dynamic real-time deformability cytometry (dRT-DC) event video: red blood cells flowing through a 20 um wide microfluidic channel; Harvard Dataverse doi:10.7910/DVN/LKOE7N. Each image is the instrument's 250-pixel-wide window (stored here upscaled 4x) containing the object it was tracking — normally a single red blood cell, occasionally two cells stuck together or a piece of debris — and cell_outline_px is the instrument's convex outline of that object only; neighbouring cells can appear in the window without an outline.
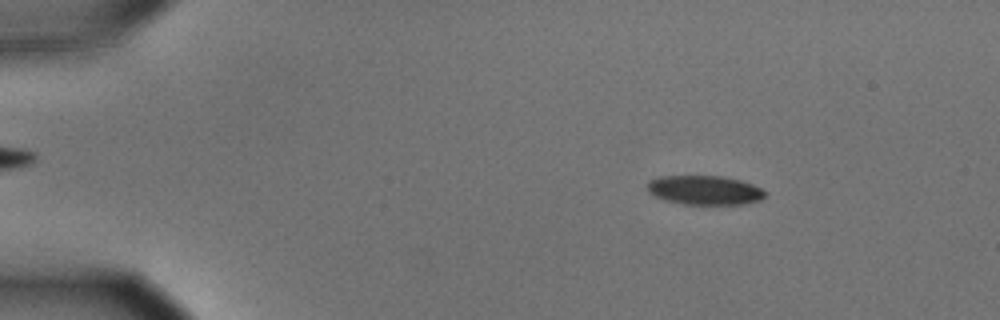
{"species": "common noctule bat (a hibernating species)", "species_latin": "Nyctalus noctula", "temperature_condition": "cold", "stored_images_in_passage": 56, "camera_frame_rate_fps": 3000, "um_per_image_px": 0.085, "animal": {"sex": "male", "body_mass_g": 15.6}, "frame": {"image": 1, "passage_image": 8, "time_ms": 2.333, "image_size_px": [1000, 320], "cell_outline_px": [[764, 196], [760, 200], [744, 204], [684, 204], [664, 200], [648, 192], [648, 180], [660, 176], [720, 176], [740, 180], [752, 184], [760, 188], [764, 192]], "centroid_in_image_um": [59.86, 16.16], "position_along_channel_um": 25.1, "area_um2": 19.88}}
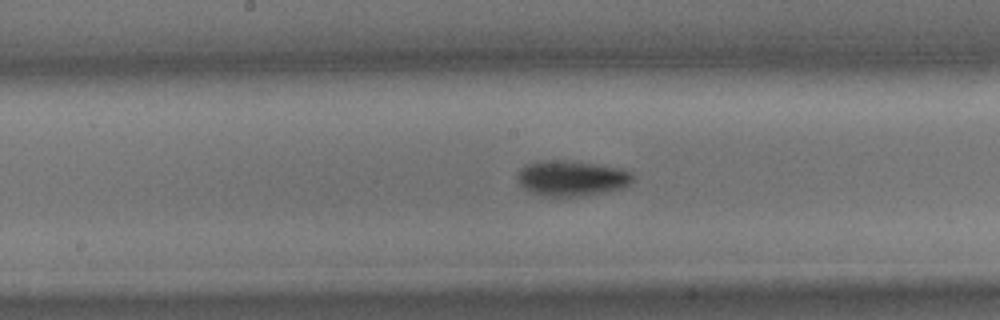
{"frame": {"image": 2, "passage_image": 29, "time_ms": 9.333, "image_size_px": [1000, 320], "cell_outline_px": [[632, 180], [624, 188], [608, 192], [580, 196], [540, 196], [524, 188], [520, 184], [516, 176], [516, 172], [524, 164], [556, 160], [564, 160], [596, 164], [620, 168], [632, 172]], "centroid_in_image_um": [48.58, 15.16], "position_along_channel_um": 199.6, "area_um2": 23.87}}
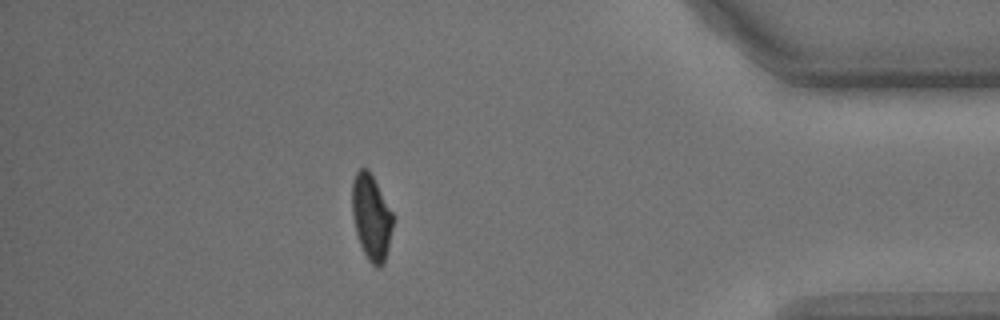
{"frame": {"image": 3, "passage_image": 49, "time_ms": 16.0, "image_size_px": [1000, 320], "cell_outline_px": [[392, 228], [388, 248], [384, 264], [380, 268], [376, 268], [368, 260], [360, 244], [356, 232], [352, 216], [352, 180], [356, 172], [360, 168], [368, 168], [392, 212]], "centroid_in_image_um": [31.54, 18.47], "position_along_channel_um": 403.7, "area_um2": 20.23}, "authors_computed_cell_mechanics": {"area_um2": 21.8195, "velocity_mm_per_s": 3.6114, "shape_relaxation_time_tau1_ms": 2.6984, "shape_relaxation_time_tau2_ms": null, "deformation_change_tau1": 0.1164, "deformation_change_tau2": null}}